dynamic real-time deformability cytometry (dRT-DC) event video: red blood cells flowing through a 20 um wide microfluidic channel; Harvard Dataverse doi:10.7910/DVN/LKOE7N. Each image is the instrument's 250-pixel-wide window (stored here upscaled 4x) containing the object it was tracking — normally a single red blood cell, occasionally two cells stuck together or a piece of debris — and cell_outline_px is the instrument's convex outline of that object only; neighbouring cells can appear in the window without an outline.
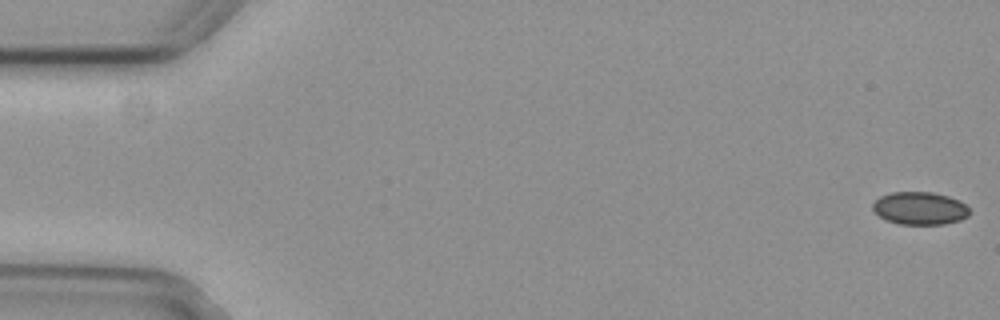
{"species": "common noctule bat (a hibernating species)", "species_latin": "Nyctalus noctula", "temperature_condition": "cold", "stored_images_in_passage": 6, "camera_frame_rate_fps": 3000, "um_per_image_px": 0.085, "animal": {"sex": "female", "body_mass_g": 29.2, "forearm_length_mm": 56.3}, "frame": {"image": 1, "passage_image": 1, "time_ms": 0.0, "image_size_px": [1000, 320], "cell_outline_px": [[972, 212], [968, 216], [960, 220], [944, 224], [900, 224], [884, 220], [872, 208], [872, 204], [880, 196], [892, 192], [932, 192], [948, 196], [960, 200]], "centroid_in_image_um": [78.2, 17.7], "position_along_channel_um": 6.8, "area_um2": 18.55}}